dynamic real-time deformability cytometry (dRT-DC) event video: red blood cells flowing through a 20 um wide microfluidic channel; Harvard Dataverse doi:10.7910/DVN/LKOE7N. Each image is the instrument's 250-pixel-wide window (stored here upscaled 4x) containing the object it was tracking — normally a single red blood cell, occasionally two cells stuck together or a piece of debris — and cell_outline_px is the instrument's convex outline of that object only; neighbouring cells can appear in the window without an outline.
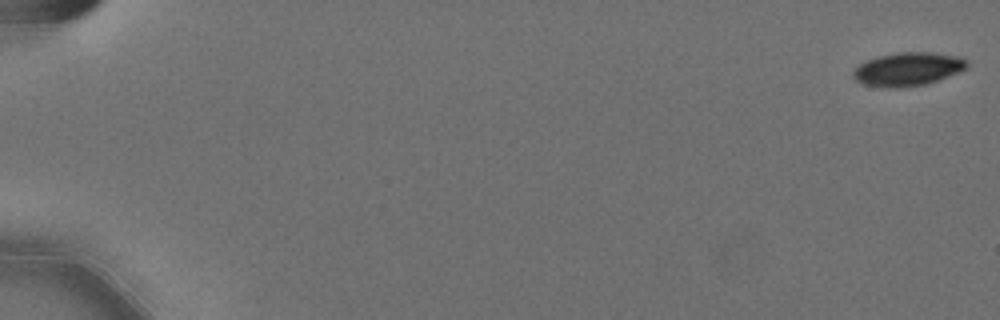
{"species": "Egyptian fruit bat (a non-hibernating species)", "species_latin": "Rousettus aegyptiacus", "temperature_condition": "cold", "stored_images_in_passage": 17, "camera_frame_rate_fps": 3000, "um_per_image_px": 0.085, "animal": {"sex": "female"}, "frame": {"image": 1, "passage_image": 1, "time_ms": 0.0, "image_size_px": [1000, 320], "cell_outline_px": [[968, 64], [964, 68], [956, 72], [936, 80], [924, 84], [900, 88], [884, 88], [864, 84], [856, 80], [852, 76], [852, 72], [860, 64], [868, 60], [880, 56], [900, 52], [928, 52], [956, 56], [968, 60]], "centroid_in_image_um": [77.12, 5.88], "position_along_channel_um": 7.9, "area_um2": 21.73}}
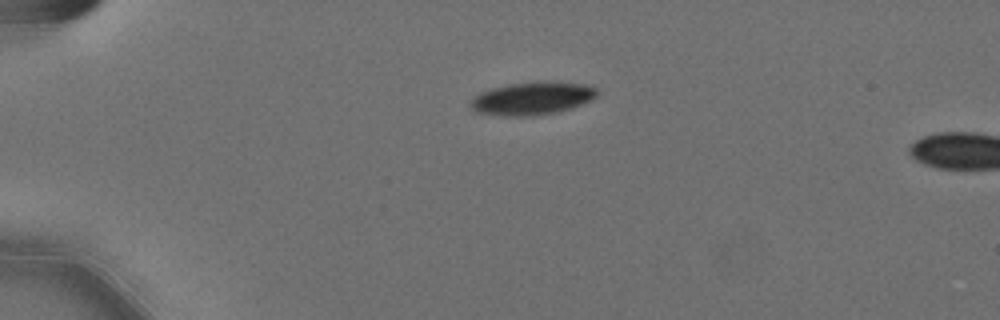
{"frame": {"image": 2, "passage_image": 15, "time_ms": 4.667, "image_size_px": [1000, 320], "cell_outline_px": [[600, 92], [592, 100], [572, 108], [556, 112], [528, 116], [508, 116], [476, 112], [468, 104], [480, 92], [492, 88], [508, 84], [540, 80], [552, 80], [592, 84]], "centroid_in_image_um": [45.32, 8.32], "position_along_channel_um": 39.7, "area_um2": 24.8}}